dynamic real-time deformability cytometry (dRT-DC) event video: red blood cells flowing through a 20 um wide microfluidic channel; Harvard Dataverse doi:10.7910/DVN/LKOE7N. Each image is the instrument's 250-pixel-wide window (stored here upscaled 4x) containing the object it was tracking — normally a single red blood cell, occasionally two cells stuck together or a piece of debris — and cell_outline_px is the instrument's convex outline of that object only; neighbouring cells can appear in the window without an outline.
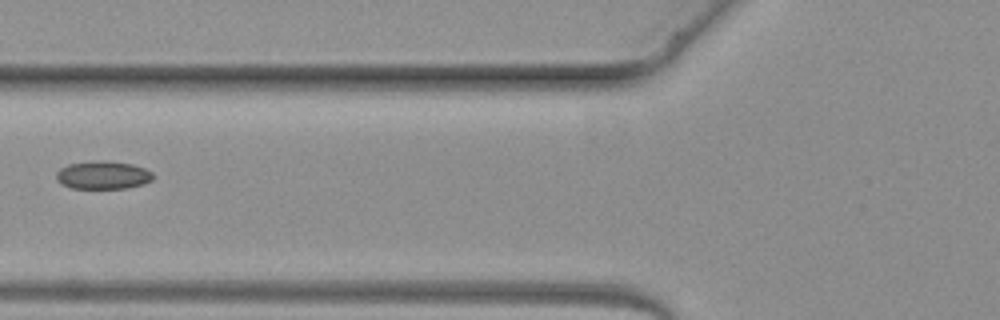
{"species": "common noctule bat (a hibernating species)", "species_latin": "Nyctalus noctula", "temperature_condition": "warm", "stored_images_in_passage": 4, "camera_frame_rate_fps": 3000, "um_per_image_px": 0.085, "animal": {"sex": "female", "body_mass_g": 19.3, "forearm_length_mm": 54.1}, "frame": {"image": 1, "passage_image": 4, "time_ms": 3.667, "image_size_px": [1000, 320], "cell_outline_px": [[152, 180], [144, 184], [128, 188], [72, 188], [56, 180], [56, 172], [60, 168], [68, 164], [92, 160], [108, 160], [132, 164], [144, 168], [152, 172]], "centroid_in_image_um": [8.75, 14.86], "position_along_channel_um": 117.1, "area_um2": 15.95}}